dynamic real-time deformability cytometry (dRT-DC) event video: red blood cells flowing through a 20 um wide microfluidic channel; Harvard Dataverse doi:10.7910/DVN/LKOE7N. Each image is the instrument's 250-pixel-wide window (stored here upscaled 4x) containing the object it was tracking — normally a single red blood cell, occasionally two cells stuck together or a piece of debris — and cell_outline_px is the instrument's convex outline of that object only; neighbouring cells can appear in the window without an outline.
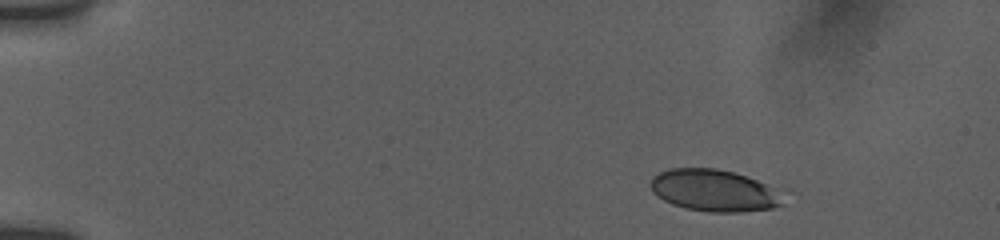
{"species": "human", "species_latin": "Homo sapiens", "temperature_condition": "room temperature", "stored_images_in_passage": 4, "camera_frame_rate_fps": 3000, "um_per_image_px": 0.085, "donor": {"sex": "female"}, "frame": {"image": 1, "passage_image": 1, "time_ms": 0.0, "image_size_px": [1000, 240], "cell_outline_px": [[796, 192], [784, 204], [772, 208], [740, 212], [708, 212], [688, 208], [672, 204], [664, 200], [652, 192], [648, 184], [652, 176], [668, 168], [716, 168], [732, 172], [788, 188]], "centroid_in_image_um": [60.94, 16.19], "position_along_channel_um": 24.1, "area_um2": 34.04}}
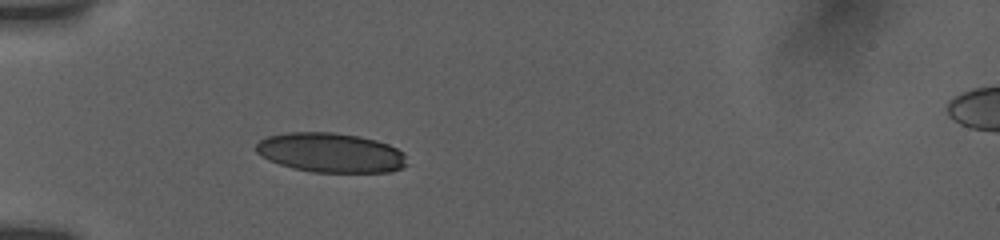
{"frame": {"image": 2, "passage_image": 4, "time_ms": 3.333, "image_size_px": [1000, 240], "cell_outline_px": [[408, 164], [392, 172], [312, 172], [292, 168], [268, 160], [256, 152], [256, 144], [260, 140], [268, 136], [288, 132], [332, 132], [356, 136], [376, 140], [388, 144], [404, 152]], "centroid_in_image_um": [28.11, 12.98], "position_along_channel_um": 56.9, "area_um2": 34.8}}